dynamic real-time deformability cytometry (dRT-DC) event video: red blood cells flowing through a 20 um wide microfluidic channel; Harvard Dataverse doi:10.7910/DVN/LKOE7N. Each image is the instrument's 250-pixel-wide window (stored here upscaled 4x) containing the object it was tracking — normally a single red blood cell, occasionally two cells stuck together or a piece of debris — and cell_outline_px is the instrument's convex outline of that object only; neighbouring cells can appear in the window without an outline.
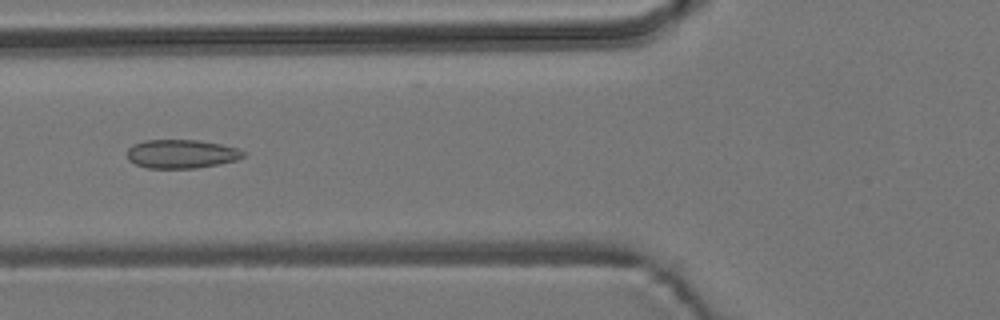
{"species": "common noctule bat (a hibernating species)", "species_latin": "Nyctalus noctula", "temperature_condition": "room temperature", "stored_images_in_passage": 6, "camera_frame_rate_fps": 3000, "um_per_image_px": 0.085, "animal": {"sex": "male", "body_mass_g": 19.2, "forearm_length_mm": 51.8}, "frame": {"image": 1, "passage_image": 6, "time_ms": 5.667, "image_size_px": [1000, 320], "cell_outline_px": [[244, 156], [236, 160], [196, 168], [148, 168], [136, 164], [128, 160], [128, 148], [132, 144], [144, 140], [196, 140], [220, 144], [236, 148], [244, 152]], "centroid_in_image_um": [15.37, 13.08], "position_along_channel_um": 110.4, "area_um2": 19.25}}